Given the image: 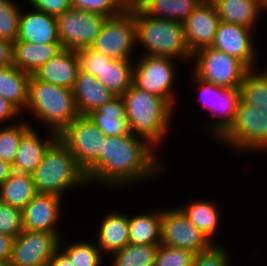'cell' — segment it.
Returning <instances> with one entry per match:
<instances>
[{"mask_svg": "<svg viewBox=\"0 0 267 266\" xmlns=\"http://www.w3.org/2000/svg\"><path fill=\"white\" fill-rule=\"evenodd\" d=\"M140 136H106L100 157L85 171L87 181L124 184L144 177L160 167L151 144ZM153 152V153H152ZM127 181V182H126ZM116 183V184H115Z\"/></svg>", "mask_w": 267, "mask_h": 266, "instance_id": "1", "label": "cell"}, {"mask_svg": "<svg viewBox=\"0 0 267 266\" xmlns=\"http://www.w3.org/2000/svg\"><path fill=\"white\" fill-rule=\"evenodd\" d=\"M122 97L130 133L140 135L152 147L161 142L173 108L163 98L140 90L133 84Z\"/></svg>", "mask_w": 267, "mask_h": 266, "instance_id": "2", "label": "cell"}, {"mask_svg": "<svg viewBox=\"0 0 267 266\" xmlns=\"http://www.w3.org/2000/svg\"><path fill=\"white\" fill-rule=\"evenodd\" d=\"M32 177L38 194L59 197L70 187L88 182L85 171L59 138L48 148Z\"/></svg>", "mask_w": 267, "mask_h": 266, "instance_id": "3", "label": "cell"}, {"mask_svg": "<svg viewBox=\"0 0 267 266\" xmlns=\"http://www.w3.org/2000/svg\"><path fill=\"white\" fill-rule=\"evenodd\" d=\"M26 107L59 135L78 116L72 90L29 77Z\"/></svg>", "mask_w": 267, "mask_h": 266, "instance_id": "4", "label": "cell"}, {"mask_svg": "<svg viewBox=\"0 0 267 266\" xmlns=\"http://www.w3.org/2000/svg\"><path fill=\"white\" fill-rule=\"evenodd\" d=\"M134 19L136 39L148 49L146 55L184 59L192 57L183 23L147 16L137 6L134 7Z\"/></svg>", "mask_w": 267, "mask_h": 266, "instance_id": "5", "label": "cell"}, {"mask_svg": "<svg viewBox=\"0 0 267 266\" xmlns=\"http://www.w3.org/2000/svg\"><path fill=\"white\" fill-rule=\"evenodd\" d=\"M196 56L194 75L203 81L224 88H240L249 70L235 57L210 47H204L192 54Z\"/></svg>", "mask_w": 267, "mask_h": 266, "instance_id": "6", "label": "cell"}, {"mask_svg": "<svg viewBox=\"0 0 267 266\" xmlns=\"http://www.w3.org/2000/svg\"><path fill=\"white\" fill-rule=\"evenodd\" d=\"M136 43V25L132 7L119 15L107 17L91 47L113 59L130 60L131 51Z\"/></svg>", "mask_w": 267, "mask_h": 266, "instance_id": "7", "label": "cell"}, {"mask_svg": "<svg viewBox=\"0 0 267 266\" xmlns=\"http://www.w3.org/2000/svg\"><path fill=\"white\" fill-rule=\"evenodd\" d=\"M235 147L244 149L267 148V112L239 101L235 118L229 129L220 137Z\"/></svg>", "mask_w": 267, "mask_h": 266, "instance_id": "8", "label": "cell"}, {"mask_svg": "<svg viewBox=\"0 0 267 266\" xmlns=\"http://www.w3.org/2000/svg\"><path fill=\"white\" fill-rule=\"evenodd\" d=\"M107 16L70 7L56 17L58 38L64 49L91 47Z\"/></svg>", "mask_w": 267, "mask_h": 266, "instance_id": "9", "label": "cell"}, {"mask_svg": "<svg viewBox=\"0 0 267 266\" xmlns=\"http://www.w3.org/2000/svg\"><path fill=\"white\" fill-rule=\"evenodd\" d=\"M79 166L86 171L103 152L106 136L87 115H79L60 134Z\"/></svg>", "mask_w": 267, "mask_h": 266, "instance_id": "10", "label": "cell"}, {"mask_svg": "<svg viewBox=\"0 0 267 266\" xmlns=\"http://www.w3.org/2000/svg\"><path fill=\"white\" fill-rule=\"evenodd\" d=\"M171 61L169 57L144 54L134 65L133 85L163 98L172 107L174 95L171 93V85L175 76V67Z\"/></svg>", "mask_w": 267, "mask_h": 266, "instance_id": "11", "label": "cell"}, {"mask_svg": "<svg viewBox=\"0 0 267 266\" xmlns=\"http://www.w3.org/2000/svg\"><path fill=\"white\" fill-rule=\"evenodd\" d=\"M58 233L24 230L13 241L11 266H49L59 249Z\"/></svg>", "mask_w": 267, "mask_h": 266, "instance_id": "12", "label": "cell"}, {"mask_svg": "<svg viewBox=\"0 0 267 266\" xmlns=\"http://www.w3.org/2000/svg\"><path fill=\"white\" fill-rule=\"evenodd\" d=\"M211 242L180 209L162 211L160 244L198 254L210 249L213 246Z\"/></svg>", "mask_w": 267, "mask_h": 266, "instance_id": "13", "label": "cell"}, {"mask_svg": "<svg viewBox=\"0 0 267 266\" xmlns=\"http://www.w3.org/2000/svg\"><path fill=\"white\" fill-rule=\"evenodd\" d=\"M195 78L201 88V100L204 103L206 102V106L214 112V115L217 114L222 117V119L212 127L214 130L213 133L221 137L234 121L236 110L241 99L240 88H224L203 81L196 76Z\"/></svg>", "mask_w": 267, "mask_h": 266, "instance_id": "14", "label": "cell"}, {"mask_svg": "<svg viewBox=\"0 0 267 266\" xmlns=\"http://www.w3.org/2000/svg\"><path fill=\"white\" fill-rule=\"evenodd\" d=\"M250 32L251 28L220 21L211 47L235 57L248 69H254L255 48Z\"/></svg>", "mask_w": 267, "mask_h": 266, "instance_id": "15", "label": "cell"}, {"mask_svg": "<svg viewBox=\"0 0 267 266\" xmlns=\"http://www.w3.org/2000/svg\"><path fill=\"white\" fill-rule=\"evenodd\" d=\"M220 22L215 6L210 0H205L183 22L186 43L191 51L210 47Z\"/></svg>", "mask_w": 267, "mask_h": 266, "instance_id": "16", "label": "cell"}, {"mask_svg": "<svg viewBox=\"0 0 267 266\" xmlns=\"http://www.w3.org/2000/svg\"><path fill=\"white\" fill-rule=\"evenodd\" d=\"M61 197L54 194H36L22 209L24 230L59 233L56 223L59 220ZM58 219V220H57Z\"/></svg>", "mask_w": 267, "mask_h": 266, "instance_id": "17", "label": "cell"}, {"mask_svg": "<svg viewBox=\"0 0 267 266\" xmlns=\"http://www.w3.org/2000/svg\"><path fill=\"white\" fill-rule=\"evenodd\" d=\"M79 72V64L74 50L63 49L41 66L33 75L56 86L72 90Z\"/></svg>", "mask_w": 267, "mask_h": 266, "instance_id": "18", "label": "cell"}, {"mask_svg": "<svg viewBox=\"0 0 267 266\" xmlns=\"http://www.w3.org/2000/svg\"><path fill=\"white\" fill-rule=\"evenodd\" d=\"M36 10V11H35ZM20 15L18 40L35 44L60 43L56 16L35 9Z\"/></svg>", "mask_w": 267, "mask_h": 266, "instance_id": "19", "label": "cell"}, {"mask_svg": "<svg viewBox=\"0 0 267 266\" xmlns=\"http://www.w3.org/2000/svg\"><path fill=\"white\" fill-rule=\"evenodd\" d=\"M72 93L79 115H88L115 97L95 76L82 71L78 72Z\"/></svg>", "mask_w": 267, "mask_h": 266, "instance_id": "20", "label": "cell"}, {"mask_svg": "<svg viewBox=\"0 0 267 266\" xmlns=\"http://www.w3.org/2000/svg\"><path fill=\"white\" fill-rule=\"evenodd\" d=\"M50 140L43 142L31 126L23 133L12 165L13 171L32 174L41 163L48 148L59 138L52 133Z\"/></svg>", "mask_w": 267, "mask_h": 266, "instance_id": "21", "label": "cell"}, {"mask_svg": "<svg viewBox=\"0 0 267 266\" xmlns=\"http://www.w3.org/2000/svg\"><path fill=\"white\" fill-rule=\"evenodd\" d=\"M63 49L61 43L38 45L17 39L13 42V65L31 75Z\"/></svg>", "mask_w": 267, "mask_h": 266, "instance_id": "22", "label": "cell"}, {"mask_svg": "<svg viewBox=\"0 0 267 266\" xmlns=\"http://www.w3.org/2000/svg\"><path fill=\"white\" fill-rule=\"evenodd\" d=\"M87 116L104 136H124L130 133L122 96H115Z\"/></svg>", "mask_w": 267, "mask_h": 266, "instance_id": "23", "label": "cell"}, {"mask_svg": "<svg viewBox=\"0 0 267 266\" xmlns=\"http://www.w3.org/2000/svg\"><path fill=\"white\" fill-rule=\"evenodd\" d=\"M215 6L220 21L242 25L248 28L254 26L258 13L264 10L261 0H210Z\"/></svg>", "mask_w": 267, "mask_h": 266, "instance_id": "24", "label": "cell"}, {"mask_svg": "<svg viewBox=\"0 0 267 266\" xmlns=\"http://www.w3.org/2000/svg\"><path fill=\"white\" fill-rule=\"evenodd\" d=\"M29 77V73L14 65L0 67V97L10 102L20 112L27 104Z\"/></svg>", "mask_w": 267, "mask_h": 266, "instance_id": "25", "label": "cell"}, {"mask_svg": "<svg viewBox=\"0 0 267 266\" xmlns=\"http://www.w3.org/2000/svg\"><path fill=\"white\" fill-rule=\"evenodd\" d=\"M205 0H142L137 7L147 16L183 23Z\"/></svg>", "mask_w": 267, "mask_h": 266, "instance_id": "26", "label": "cell"}, {"mask_svg": "<svg viewBox=\"0 0 267 266\" xmlns=\"http://www.w3.org/2000/svg\"><path fill=\"white\" fill-rule=\"evenodd\" d=\"M100 226L98 246L103 252L114 253L129 244V221L126 215L108 213Z\"/></svg>", "mask_w": 267, "mask_h": 266, "instance_id": "27", "label": "cell"}, {"mask_svg": "<svg viewBox=\"0 0 267 266\" xmlns=\"http://www.w3.org/2000/svg\"><path fill=\"white\" fill-rule=\"evenodd\" d=\"M134 64L130 60L104 59L96 79L114 96H122L133 84Z\"/></svg>", "mask_w": 267, "mask_h": 266, "instance_id": "28", "label": "cell"}, {"mask_svg": "<svg viewBox=\"0 0 267 266\" xmlns=\"http://www.w3.org/2000/svg\"><path fill=\"white\" fill-rule=\"evenodd\" d=\"M36 194L32 174L13 171L0 185V201L21 210Z\"/></svg>", "mask_w": 267, "mask_h": 266, "instance_id": "29", "label": "cell"}, {"mask_svg": "<svg viewBox=\"0 0 267 266\" xmlns=\"http://www.w3.org/2000/svg\"><path fill=\"white\" fill-rule=\"evenodd\" d=\"M160 213L135 215L129 221V243L134 245H159L161 242Z\"/></svg>", "mask_w": 267, "mask_h": 266, "instance_id": "30", "label": "cell"}, {"mask_svg": "<svg viewBox=\"0 0 267 266\" xmlns=\"http://www.w3.org/2000/svg\"><path fill=\"white\" fill-rule=\"evenodd\" d=\"M190 222L210 240L217 230L218 210L211 202L197 201L180 209Z\"/></svg>", "mask_w": 267, "mask_h": 266, "instance_id": "31", "label": "cell"}, {"mask_svg": "<svg viewBox=\"0 0 267 266\" xmlns=\"http://www.w3.org/2000/svg\"><path fill=\"white\" fill-rule=\"evenodd\" d=\"M249 69L240 85L241 98L267 112V71L255 73Z\"/></svg>", "mask_w": 267, "mask_h": 266, "instance_id": "32", "label": "cell"}, {"mask_svg": "<svg viewBox=\"0 0 267 266\" xmlns=\"http://www.w3.org/2000/svg\"><path fill=\"white\" fill-rule=\"evenodd\" d=\"M159 245L127 244L114 252L113 266H154Z\"/></svg>", "mask_w": 267, "mask_h": 266, "instance_id": "33", "label": "cell"}, {"mask_svg": "<svg viewBox=\"0 0 267 266\" xmlns=\"http://www.w3.org/2000/svg\"><path fill=\"white\" fill-rule=\"evenodd\" d=\"M62 252L73 266H99L101 264V249L89 242H76L66 247Z\"/></svg>", "mask_w": 267, "mask_h": 266, "instance_id": "34", "label": "cell"}, {"mask_svg": "<svg viewBox=\"0 0 267 266\" xmlns=\"http://www.w3.org/2000/svg\"><path fill=\"white\" fill-rule=\"evenodd\" d=\"M30 127L29 124L19 123L8 128L0 129V159L13 165L16 152L23 133Z\"/></svg>", "mask_w": 267, "mask_h": 266, "instance_id": "35", "label": "cell"}, {"mask_svg": "<svg viewBox=\"0 0 267 266\" xmlns=\"http://www.w3.org/2000/svg\"><path fill=\"white\" fill-rule=\"evenodd\" d=\"M10 0H0V38L15 42L18 39L21 11Z\"/></svg>", "mask_w": 267, "mask_h": 266, "instance_id": "36", "label": "cell"}, {"mask_svg": "<svg viewBox=\"0 0 267 266\" xmlns=\"http://www.w3.org/2000/svg\"><path fill=\"white\" fill-rule=\"evenodd\" d=\"M71 7L107 17L119 15L128 9L121 0H71Z\"/></svg>", "mask_w": 267, "mask_h": 266, "instance_id": "37", "label": "cell"}, {"mask_svg": "<svg viewBox=\"0 0 267 266\" xmlns=\"http://www.w3.org/2000/svg\"><path fill=\"white\" fill-rule=\"evenodd\" d=\"M195 253L159 244L154 266H192Z\"/></svg>", "mask_w": 267, "mask_h": 266, "instance_id": "38", "label": "cell"}, {"mask_svg": "<svg viewBox=\"0 0 267 266\" xmlns=\"http://www.w3.org/2000/svg\"><path fill=\"white\" fill-rule=\"evenodd\" d=\"M22 231V210L0 201V234L16 238Z\"/></svg>", "mask_w": 267, "mask_h": 266, "instance_id": "39", "label": "cell"}, {"mask_svg": "<svg viewBox=\"0 0 267 266\" xmlns=\"http://www.w3.org/2000/svg\"><path fill=\"white\" fill-rule=\"evenodd\" d=\"M75 52L78 58L79 71L91 74L95 77L101 72L104 66V59H112L109 56L101 54L92 47L78 49L75 50Z\"/></svg>", "mask_w": 267, "mask_h": 266, "instance_id": "40", "label": "cell"}, {"mask_svg": "<svg viewBox=\"0 0 267 266\" xmlns=\"http://www.w3.org/2000/svg\"><path fill=\"white\" fill-rule=\"evenodd\" d=\"M225 249L213 245L210 249L195 254L192 266H229Z\"/></svg>", "mask_w": 267, "mask_h": 266, "instance_id": "41", "label": "cell"}, {"mask_svg": "<svg viewBox=\"0 0 267 266\" xmlns=\"http://www.w3.org/2000/svg\"><path fill=\"white\" fill-rule=\"evenodd\" d=\"M32 6L47 14L58 16L71 7V0H28Z\"/></svg>", "mask_w": 267, "mask_h": 266, "instance_id": "42", "label": "cell"}, {"mask_svg": "<svg viewBox=\"0 0 267 266\" xmlns=\"http://www.w3.org/2000/svg\"><path fill=\"white\" fill-rule=\"evenodd\" d=\"M13 65V42L0 38V67Z\"/></svg>", "mask_w": 267, "mask_h": 266, "instance_id": "43", "label": "cell"}, {"mask_svg": "<svg viewBox=\"0 0 267 266\" xmlns=\"http://www.w3.org/2000/svg\"><path fill=\"white\" fill-rule=\"evenodd\" d=\"M13 241V237L5 234H0V262L10 260Z\"/></svg>", "mask_w": 267, "mask_h": 266, "instance_id": "44", "label": "cell"}, {"mask_svg": "<svg viewBox=\"0 0 267 266\" xmlns=\"http://www.w3.org/2000/svg\"><path fill=\"white\" fill-rule=\"evenodd\" d=\"M19 112L20 111L10 102L0 97V121L8 120L18 115Z\"/></svg>", "mask_w": 267, "mask_h": 266, "instance_id": "45", "label": "cell"}, {"mask_svg": "<svg viewBox=\"0 0 267 266\" xmlns=\"http://www.w3.org/2000/svg\"><path fill=\"white\" fill-rule=\"evenodd\" d=\"M61 245L59 243V249L52 256L49 266H73L68 257L61 251Z\"/></svg>", "mask_w": 267, "mask_h": 266, "instance_id": "46", "label": "cell"}, {"mask_svg": "<svg viewBox=\"0 0 267 266\" xmlns=\"http://www.w3.org/2000/svg\"><path fill=\"white\" fill-rule=\"evenodd\" d=\"M12 172V165L0 159V185L9 178Z\"/></svg>", "mask_w": 267, "mask_h": 266, "instance_id": "47", "label": "cell"}, {"mask_svg": "<svg viewBox=\"0 0 267 266\" xmlns=\"http://www.w3.org/2000/svg\"><path fill=\"white\" fill-rule=\"evenodd\" d=\"M128 8L136 7L142 0H121Z\"/></svg>", "mask_w": 267, "mask_h": 266, "instance_id": "48", "label": "cell"}, {"mask_svg": "<svg viewBox=\"0 0 267 266\" xmlns=\"http://www.w3.org/2000/svg\"><path fill=\"white\" fill-rule=\"evenodd\" d=\"M0 266H11V264L9 263V261H2L0 262Z\"/></svg>", "mask_w": 267, "mask_h": 266, "instance_id": "49", "label": "cell"}, {"mask_svg": "<svg viewBox=\"0 0 267 266\" xmlns=\"http://www.w3.org/2000/svg\"><path fill=\"white\" fill-rule=\"evenodd\" d=\"M263 8L267 9V0H262Z\"/></svg>", "mask_w": 267, "mask_h": 266, "instance_id": "50", "label": "cell"}]
</instances>
